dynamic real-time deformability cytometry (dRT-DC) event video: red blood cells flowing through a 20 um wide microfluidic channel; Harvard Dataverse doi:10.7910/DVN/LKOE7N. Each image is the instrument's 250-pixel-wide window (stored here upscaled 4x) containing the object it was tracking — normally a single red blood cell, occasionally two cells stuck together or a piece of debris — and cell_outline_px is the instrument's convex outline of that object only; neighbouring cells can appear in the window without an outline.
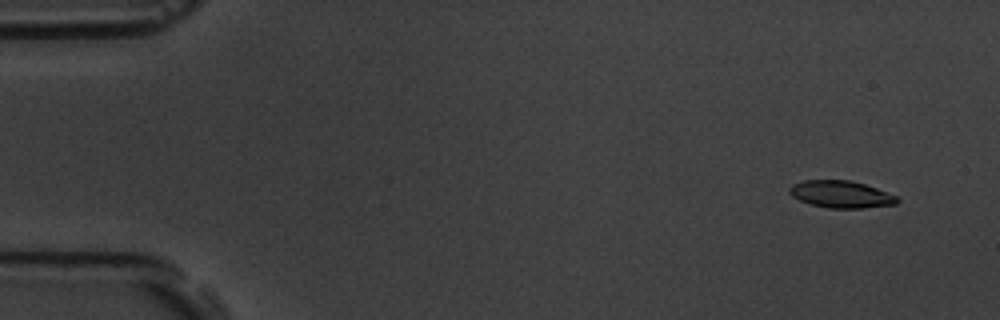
{"species": "common noctule bat (a hibernating species)", "species_latin": "Nyctalus noctula", "temperature_condition": "room temperature", "stored_images_in_passage": 5, "segment_of_instrument_passage": [1, 2], "camera_frame_rate_fps": 3000, "um_per_image_px": 0.085, "animal": {"sex": "male", "body_mass_g": 19.5, "forearm_length_mm": 54.6}, "frame": {"image": 1, "passage_image": 1, "time_ms": 0.0, "image_size_px": [1000, 320], "cell_outline_px": [[900, 200], [896, 204], [864, 208], [828, 208], [812, 204], [800, 200], [792, 196], [788, 192], [788, 188], [792, 184], [804, 180], [848, 180], [864, 184], [876, 188], [896, 196]], "centroid_in_image_um": [71.46, 16.51], "position_along_channel_um": 13.5, "area_um2": 16.94}}
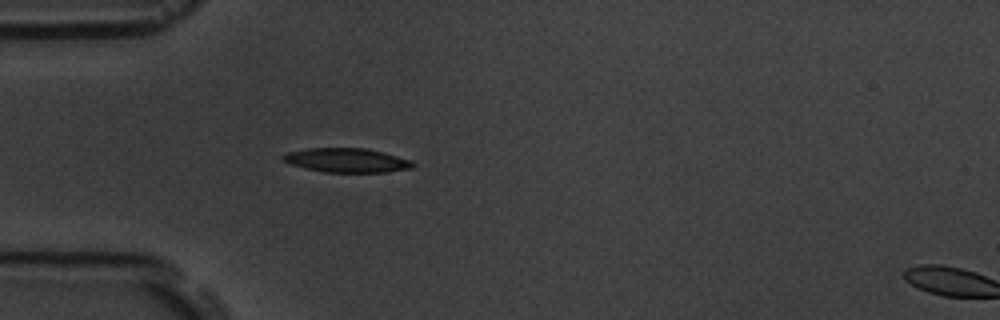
{"frame": {"image": 2, "passage_image": 4, "time_ms": 4.333, "image_size_px": [1000, 320], "cell_outline_px": [[416, 164], [412, 168], [388, 172], [324, 172], [304, 168], [288, 164], [280, 160], [280, 156], [284, 152], [308, 148], [364, 148], [412, 160]], "centroid_in_image_um": [29.39, 13.62], "position_along_channel_um": 55.6, "area_um2": 18.5}}